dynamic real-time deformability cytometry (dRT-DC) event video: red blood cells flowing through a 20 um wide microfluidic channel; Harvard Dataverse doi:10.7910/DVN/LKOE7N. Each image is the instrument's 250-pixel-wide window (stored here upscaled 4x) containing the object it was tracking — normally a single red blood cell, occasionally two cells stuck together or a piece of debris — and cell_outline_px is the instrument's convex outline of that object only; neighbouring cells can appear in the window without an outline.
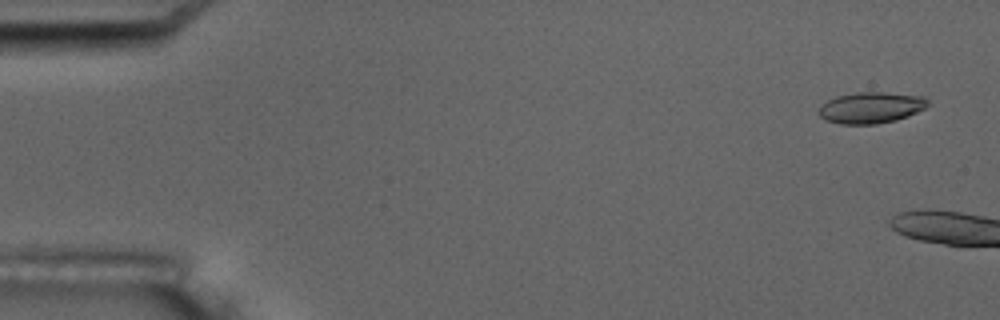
{"species": "common noctule bat (a hibernating species)", "species_latin": "Nyctalus noctula", "temperature_condition": "room temperature", "stored_images_in_passage": 2, "camera_frame_rate_fps": 3000, "um_per_image_px": 0.085, "animal": {"sex": "male", "body_mass_g": 17.5, "forearm_length_mm": 52.3}, "frame": {"image": 1, "passage_image": 1, "time_ms": 0.0, "image_size_px": [1000, 320], "cell_outline_px": [[928, 104], [924, 108], [908, 116], [896, 120], [876, 124], [840, 124], [824, 120], [816, 112], [820, 104], [836, 96], [856, 92], [884, 92], [924, 96], [928, 100]], "centroid_in_image_um": [73.98, 9.15], "position_along_channel_um": 11.0, "area_um2": 20.06}}